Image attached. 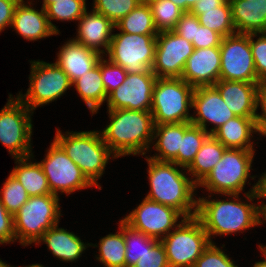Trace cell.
<instances>
[{
    "label": "cell",
    "instance_id": "cell-1",
    "mask_svg": "<svg viewBox=\"0 0 266 267\" xmlns=\"http://www.w3.org/2000/svg\"><path fill=\"white\" fill-rule=\"evenodd\" d=\"M108 113L111 121L101 134L114 155H145L153 140L152 113L127 109H108Z\"/></svg>",
    "mask_w": 266,
    "mask_h": 267
},
{
    "label": "cell",
    "instance_id": "cell-2",
    "mask_svg": "<svg viewBox=\"0 0 266 267\" xmlns=\"http://www.w3.org/2000/svg\"><path fill=\"white\" fill-rule=\"evenodd\" d=\"M145 158L150 182L146 198L176 209L184 218L196 216L197 199L193 198V192L198 187L192 179L173 162L158 161L150 156Z\"/></svg>",
    "mask_w": 266,
    "mask_h": 267
},
{
    "label": "cell",
    "instance_id": "cell-3",
    "mask_svg": "<svg viewBox=\"0 0 266 267\" xmlns=\"http://www.w3.org/2000/svg\"><path fill=\"white\" fill-rule=\"evenodd\" d=\"M234 200H208L198 198L196 217L202 223L212 243L213 235L239 233L261 225L260 205L239 200V194H226Z\"/></svg>",
    "mask_w": 266,
    "mask_h": 267
},
{
    "label": "cell",
    "instance_id": "cell-4",
    "mask_svg": "<svg viewBox=\"0 0 266 267\" xmlns=\"http://www.w3.org/2000/svg\"><path fill=\"white\" fill-rule=\"evenodd\" d=\"M54 140L79 166L86 178L101 190L97 180L102 176L109 158H117L104 142L99 131L66 132L57 128Z\"/></svg>",
    "mask_w": 266,
    "mask_h": 267
},
{
    "label": "cell",
    "instance_id": "cell-5",
    "mask_svg": "<svg viewBox=\"0 0 266 267\" xmlns=\"http://www.w3.org/2000/svg\"><path fill=\"white\" fill-rule=\"evenodd\" d=\"M59 196L54 194L31 196L13 216L16 241L23 246L37 243L43 234L59 223L62 216Z\"/></svg>",
    "mask_w": 266,
    "mask_h": 267
},
{
    "label": "cell",
    "instance_id": "cell-6",
    "mask_svg": "<svg viewBox=\"0 0 266 267\" xmlns=\"http://www.w3.org/2000/svg\"><path fill=\"white\" fill-rule=\"evenodd\" d=\"M193 91L182 78H157L150 110L154 124L191 122Z\"/></svg>",
    "mask_w": 266,
    "mask_h": 267
},
{
    "label": "cell",
    "instance_id": "cell-7",
    "mask_svg": "<svg viewBox=\"0 0 266 267\" xmlns=\"http://www.w3.org/2000/svg\"><path fill=\"white\" fill-rule=\"evenodd\" d=\"M254 150L226 148L206 178L197 186H203L216 194H240L250 176Z\"/></svg>",
    "mask_w": 266,
    "mask_h": 267
},
{
    "label": "cell",
    "instance_id": "cell-8",
    "mask_svg": "<svg viewBox=\"0 0 266 267\" xmlns=\"http://www.w3.org/2000/svg\"><path fill=\"white\" fill-rule=\"evenodd\" d=\"M161 243L165 247L170 267H193L211 241L200 220L193 216L182 218Z\"/></svg>",
    "mask_w": 266,
    "mask_h": 267
},
{
    "label": "cell",
    "instance_id": "cell-9",
    "mask_svg": "<svg viewBox=\"0 0 266 267\" xmlns=\"http://www.w3.org/2000/svg\"><path fill=\"white\" fill-rule=\"evenodd\" d=\"M157 34H129L120 32L112 35L107 52L108 59L122 66L127 73H153Z\"/></svg>",
    "mask_w": 266,
    "mask_h": 267
},
{
    "label": "cell",
    "instance_id": "cell-10",
    "mask_svg": "<svg viewBox=\"0 0 266 267\" xmlns=\"http://www.w3.org/2000/svg\"><path fill=\"white\" fill-rule=\"evenodd\" d=\"M32 115L33 112L18 97L14 99L11 94L6 105L0 110V142L14 158L33 156Z\"/></svg>",
    "mask_w": 266,
    "mask_h": 267
},
{
    "label": "cell",
    "instance_id": "cell-11",
    "mask_svg": "<svg viewBox=\"0 0 266 267\" xmlns=\"http://www.w3.org/2000/svg\"><path fill=\"white\" fill-rule=\"evenodd\" d=\"M30 86L26 94L17 97L31 110L43 106L63 96L72 86L68 75L56 64L31 61Z\"/></svg>",
    "mask_w": 266,
    "mask_h": 267
},
{
    "label": "cell",
    "instance_id": "cell-12",
    "mask_svg": "<svg viewBox=\"0 0 266 267\" xmlns=\"http://www.w3.org/2000/svg\"><path fill=\"white\" fill-rule=\"evenodd\" d=\"M47 152L46 157L39 163L52 194L58 196L59 191L68 195L94 186L55 140L51 142Z\"/></svg>",
    "mask_w": 266,
    "mask_h": 267
},
{
    "label": "cell",
    "instance_id": "cell-13",
    "mask_svg": "<svg viewBox=\"0 0 266 267\" xmlns=\"http://www.w3.org/2000/svg\"><path fill=\"white\" fill-rule=\"evenodd\" d=\"M219 80L259 83L249 41V33L223 37L220 45Z\"/></svg>",
    "mask_w": 266,
    "mask_h": 267
},
{
    "label": "cell",
    "instance_id": "cell-14",
    "mask_svg": "<svg viewBox=\"0 0 266 267\" xmlns=\"http://www.w3.org/2000/svg\"><path fill=\"white\" fill-rule=\"evenodd\" d=\"M183 215L176 209L144 198L136 209L122 220L133 229L148 237L161 241L179 224V217Z\"/></svg>",
    "mask_w": 266,
    "mask_h": 267
},
{
    "label": "cell",
    "instance_id": "cell-15",
    "mask_svg": "<svg viewBox=\"0 0 266 267\" xmlns=\"http://www.w3.org/2000/svg\"><path fill=\"white\" fill-rule=\"evenodd\" d=\"M193 51V44L174 31L158 33L152 72L157 78H181L186 61Z\"/></svg>",
    "mask_w": 266,
    "mask_h": 267
},
{
    "label": "cell",
    "instance_id": "cell-16",
    "mask_svg": "<svg viewBox=\"0 0 266 267\" xmlns=\"http://www.w3.org/2000/svg\"><path fill=\"white\" fill-rule=\"evenodd\" d=\"M156 79L154 73H128L125 81L108 95V109L150 111Z\"/></svg>",
    "mask_w": 266,
    "mask_h": 267
},
{
    "label": "cell",
    "instance_id": "cell-17",
    "mask_svg": "<svg viewBox=\"0 0 266 267\" xmlns=\"http://www.w3.org/2000/svg\"><path fill=\"white\" fill-rule=\"evenodd\" d=\"M197 112L191 117V123L201 127L212 135L220 126L236 115L227 107L219 91L214 86L195 87L192 95V107ZM214 125L208 131L207 123Z\"/></svg>",
    "mask_w": 266,
    "mask_h": 267
},
{
    "label": "cell",
    "instance_id": "cell-18",
    "mask_svg": "<svg viewBox=\"0 0 266 267\" xmlns=\"http://www.w3.org/2000/svg\"><path fill=\"white\" fill-rule=\"evenodd\" d=\"M220 47L194 48L184 66L181 78L189 85L213 86L219 81Z\"/></svg>",
    "mask_w": 266,
    "mask_h": 267
},
{
    "label": "cell",
    "instance_id": "cell-19",
    "mask_svg": "<svg viewBox=\"0 0 266 267\" xmlns=\"http://www.w3.org/2000/svg\"><path fill=\"white\" fill-rule=\"evenodd\" d=\"M114 28L115 24L103 14L95 10L88 13L86 10L79 19L78 35L73 39L103 56L109 50ZM99 47H104L105 50Z\"/></svg>",
    "mask_w": 266,
    "mask_h": 267
},
{
    "label": "cell",
    "instance_id": "cell-20",
    "mask_svg": "<svg viewBox=\"0 0 266 267\" xmlns=\"http://www.w3.org/2000/svg\"><path fill=\"white\" fill-rule=\"evenodd\" d=\"M213 86L236 116L255 118L258 83L219 80Z\"/></svg>",
    "mask_w": 266,
    "mask_h": 267
},
{
    "label": "cell",
    "instance_id": "cell-21",
    "mask_svg": "<svg viewBox=\"0 0 266 267\" xmlns=\"http://www.w3.org/2000/svg\"><path fill=\"white\" fill-rule=\"evenodd\" d=\"M56 64L68 75L71 83L95 67L101 54L74 39L68 40L57 54Z\"/></svg>",
    "mask_w": 266,
    "mask_h": 267
},
{
    "label": "cell",
    "instance_id": "cell-22",
    "mask_svg": "<svg viewBox=\"0 0 266 267\" xmlns=\"http://www.w3.org/2000/svg\"><path fill=\"white\" fill-rule=\"evenodd\" d=\"M11 28L28 41H37L58 33L51 27L46 10H36L25 3H18L12 19Z\"/></svg>",
    "mask_w": 266,
    "mask_h": 267
},
{
    "label": "cell",
    "instance_id": "cell-23",
    "mask_svg": "<svg viewBox=\"0 0 266 267\" xmlns=\"http://www.w3.org/2000/svg\"><path fill=\"white\" fill-rule=\"evenodd\" d=\"M236 33L266 32V0H228Z\"/></svg>",
    "mask_w": 266,
    "mask_h": 267
},
{
    "label": "cell",
    "instance_id": "cell-24",
    "mask_svg": "<svg viewBox=\"0 0 266 267\" xmlns=\"http://www.w3.org/2000/svg\"><path fill=\"white\" fill-rule=\"evenodd\" d=\"M262 135L255 118L235 116L220 126L212 135L226 148L254 150L251 136Z\"/></svg>",
    "mask_w": 266,
    "mask_h": 267
},
{
    "label": "cell",
    "instance_id": "cell-25",
    "mask_svg": "<svg viewBox=\"0 0 266 267\" xmlns=\"http://www.w3.org/2000/svg\"><path fill=\"white\" fill-rule=\"evenodd\" d=\"M47 244L48 249L59 260L73 262L80 258L87 246L93 244H84L80 237L64 228H58V224L49 228L39 240ZM87 245V246H86Z\"/></svg>",
    "mask_w": 266,
    "mask_h": 267
},
{
    "label": "cell",
    "instance_id": "cell-26",
    "mask_svg": "<svg viewBox=\"0 0 266 267\" xmlns=\"http://www.w3.org/2000/svg\"><path fill=\"white\" fill-rule=\"evenodd\" d=\"M191 122L156 124L153 140L157 139L154 149L158 152L150 158L158 161L173 162L178 165V150H181V137Z\"/></svg>",
    "mask_w": 266,
    "mask_h": 267
},
{
    "label": "cell",
    "instance_id": "cell-27",
    "mask_svg": "<svg viewBox=\"0 0 266 267\" xmlns=\"http://www.w3.org/2000/svg\"><path fill=\"white\" fill-rule=\"evenodd\" d=\"M32 157L34 156L15 158L17 164L11 174L22 184L30 197L52 194L41 164L28 160Z\"/></svg>",
    "mask_w": 266,
    "mask_h": 267
},
{
    "label": "cell",
    "instance_id": "cell-28",
    "mask_svg": "<svg viewBox=\"0 0 266 267\" xmlns=\"http://www.w3.org/2000/svg\"><path fill=\"white\" fill-rule=\"evenodd\" d=\"M72 86L76 88V91L86 103L92 115L97 113L102 103L104 101L107 102L108 98L102 81L100 59L95 67L76 79Z\"/></svg>",
    "mask_w": 266,
    "mask_h": 267
},
{
    "label": "cell",
    "instance_id": "cell-29",
    "mask_svg": "<svg viewBox=\"0 0 266 267\" xmlns=\"http://www.w3.org/2000/svg\"><path fill=\"white\" fill-rule=\"evenodd\" d=\"M226 147L210 135L199 149L191 165L186 169L192 181L198 186L221 160ZM195 177L196 179H193Z\"/></svg>",
    "mask_w": 266,
    "mask_h": 267
},
{
    "label": "cell",
    "instance_id": "cell-30",
    "mask_svg": "<svg viewBox=\"0 0 266 267\" xmlns=\"http://www.w3.org/2000/svg\"><path fill=\"white\" fill-rule=\"evenodd\" d=\"M119 231L108 234L99 242V255L96 257L105 267H126L125 222L119 221Z\"/></svg>",
    "mask_w": 266,
    "mask_h": 267
},
{
    "label": "cell",
    "instance_id": "cell-31",
    "mask_svg": "<svg viewBox=\"0 0 266 267\" xmlns=\"http://www.w3.org/2000/svg\"><path fill=\"white\" fill-rule=\"evenodd\" d=\"M115 28L129 34H158L151 8L147 2H140L128 15L115 24Z\"/></svg>",
    "mask_w": 266,
    "mask_h": 267
},
{
    "label": "cell",
    "instance_id": "cell-32",
    "mask_svg": "<svg viewBox=\"0 0 266 267\" xmlns=\"http://www.w3.org/2000/svg\"><path fill=\"white\" fill-rule=\"evenodd\" d=\"M197 17L200 25L216 31L223 37L236 33L228 0L215 9L202 10V14Z\"/></svg>",
    "mask_w": 266,
    "mask_h": 267
},
{
    "label": "cell",
    "instance_id": "cell-33",
    "mask_svg": "<svg viewBox=\"0 0 266 267\" xmlns=\"http://www.w3.org/2000/svg\"><path fill=\"white\" fill-rule=\"evenodd\" d=\"M210 133L201 127L191 124L181 137V150H178V166L186 170L193 162L195 155L202 147Z\"/></svg>",
    "mask_w": 266,
    "mask_h": 267
},
{
    "label": "cell",
    "instance_id": "cell-34",
    "mask_svg": "<svg viewBox=\"0 0 266 267\" xmlns=\"http://www.w3.org/2000/svg\"><path fill=\"white\" fill-rule=\"evenodd\" d=\"M153 21L158 31H173L184 11L170 0H149Z\"/></svg>",
    "mask_w": 266,
    "mask_h": 267
},
{
    "label": "cell",
    "instance_id": "cell-35",
    "mask_svg": "<svg viewBox=\"0 0 266 267\" xmlns=\"http://www.w3.org/2000/svg\"><path fill=\"white\" fill-rule=\"evenodd\" d=\"M85 1L86 0H57L49 4L45 10L51 27L59 34L58 28L51 20L79 21L87 10Z\"/></svg>",
    "mask_w": 266,
    "mask_h": 267
},
{
    "label": "cell",
    "instance_id": "cell-36",
    "mask_svg": "<svg viewBox=\"0 0 266 267\" xmlns=\"http://www.w3.org/2000/svg\"><path fill=\"white\" fill-rule=\"evenodd\" d=\"M158 241L125 223L126 267H133L139 257L147 251V247H153Z\"/></svg>",
    "mask_w": 266,
    "mask_h": 267
},
{
    "label": "cell",
    "instance_id": "cell-37",
    "mask_svg": "<svg viewBox=\"0 0 266 267\" xmlns=\"http://www.w3.org/2000/svg\"><path fill=\"white\" fill-rule=\"evenodd\" d=\"M29 197L22 184L10 173L0 191V201L5 209L14 216Z\"/></svg>",
    "mask_w": 266,
    "mask_h": 267
},
{
    "label": "cell",
    "instance_id": "cell-38",
    "mask_svg": "<svg viewBox=\"0 0 266 267\" xmlns=\"http://www.w3.org/2000/svg\"><path fill=\"white\" fill-rule=\"evenodd\" d=\"M95 10L103 14L114 24L128 15L141 1L140 0H93Z\"/></svg>",
    "mask_w": 266,
    "mask_h": 267
},
{
    "label": "cell",
    "instance_id": "cell-39",
    "mask_svg": "<svg viewBox=\"0 0 266 267\" xmlns=\"http://www.w3.org/2000/svg\"><path fill=\"white\" fill-rule=\"evenodd\" d=\"M100 69L107 96L125 81L128 74L122 66L103 59V56L100 58Z\"/></svg>",
    "mask_w": 266,
    "mask_h": 267
},
{
    "label": "cell",
    "instance_id": "cell-40",
    "mask_svg": "<svg viewBox=\"0 0 266 267\" xmlns=\"http://www.w3.org/2000/svg\"><path fill=\"white\" fill-rule=\"evenodd\" d=\"M212 242L196 260L193 267H238L221 248Z\"/></svg>",
    "mask_w": 266,
    "mask_h": 267
},
{
    "label": "cell",
    "instance_id": "cell-41",
    "mask_svg": "<svg viewBox=\"0 0 266 267\" xmlns=\"http://www.w3.org/2000/svg\"><path fill=\"white\" fill-rule=\"evenodd\" d=\"M257 35H259V38L253 40ZM249 41L257 78L260 81L266 80V32L249 33Z\"/></svg>",
    "mask_w": 266,
    "mask_h": 267
},
{
    "label": "cell",
    "instance_id": "cell-42",
    "mask_svg": "<svg viewBox=\"0 0 266 267\" xmlns=\"http://www.w3.org/2000/svg\"><path fill=\"white\" fill-rule=\"evenodd\" d=\"M133 267H170L165 247L161 241H158L153 247H147V251L139 257Z\"/></svg>",
    "mask_w": 266,
    "mask_h": 267
},
{
    "label": "cell",
    "instance_id": "cell-43",
    "mask_svg": "<svg viewBox=\"0 0 266 267\" xmlns=\"http://www.w3.org/2000/svg\"><path fill=\"white\" fill-rule=\"evenodd\" d=\"M223 36L214 30L202 25H196L195 38H193L194 48L220 47Z\"/></svg>",
    "mask_w": 266,
    "mask_h": 267
},
{
    "label": "cell",
    "instance_id": "cell-44",
    "mask_svg": "<svg viewBox=\"0 0 266 267\" xmlns=\"http://www.w3.org/2000/svg\"><path fill=\"white\" fill-rule=\"evenodd\" d=\"M196 25H200L198 17L190 11L184 12L173 31L192 43L195 38Z\"/></svg>",
    "mask_w": 266,
    "mask_h": 267
},
{
    "label": "cell",
    "instance_id": "cell-45",
    "mask_svg": "<svg viewBox=\"0 0 266 267\" xmlns=\"http://www.w3.org/2000/svg\"><path fill=\"white\" fill-rule=\"evenodd\" d=\"M16 241L13 215L10 214L0 201V244Z\"/></svg>",
    "mask_w": 266,
    "mask_h": 267
},
{
    "label": "cell",
    "instance_id": "cell-46",
    "mask_svg": "<svg viewBox=\"0 0 266 267\" xmlns=\"http://www.w3.org/2000/svg\"><path fill=\"white\" fill-rule=\"evenodd\" d=\"M261 105V114H255L256 123L263 133L266 130V80H261L258 83L256 91V109Z\"/></svg>",
    "mask_w": 266,
    "mask_h": 267
},
{
    "label": "cell",
    "instance_id": "cell-47",
    "mask_svg": "<svg viewBox=\"0 0 266 267\" xmlns=\"http://www.w3.org/2000/svg\"><path fill=\"white\" fill-rule=\"evenodd\" d=\"M18 3L17 0H0V33L5 27H11L14 12Z\"/></svg>",
    "mask_w": 266,
    "mask_h": 267
},
{
    "label": "cell",
    "instance_id": "cell-48",
    "mask_svg": "<svg viewBox=\"0 0 266 267\" xmlns=\"http://www.w3.org/2000/svg\"><path fill=\"white\" fill-rule=\"evenodd\" d=\"M244 194L246 195L245 198L247 197L250 203L256 198H266V172L263 173L258 182L253 185L252 189Z\"/></svg>",
    "mask_w": 266,
    "mask_h": 267
},
{
    "label": "cell",
    "instance_id": "cell-49",
    "mask_svg": "<svg viewBox=\"0 0 266 267\" xmlns=\"http://www.w3.org/2000/svg\"><path fill=\"white\" fill-rule=\"evenodd\" d=\"M227 0H199L192 7L190 12L196 16L202 14V10L215 9L222 6Z\"/></svg>",
    "mask_w": 266,
    "mask_h": 267
},
{
    "label": "cell",
    "instance_id": "cell-50",
    "mask_svg": "<svg viewBox=\"0 0 266 267\" xmlns=\"http://www.w3.org/2000/svg\"><path fill=\"white\" fill-rule=\"evenodd\" d=\"M184 12H189L199 0H170Z\"/></svg>",
    "mask_w": 266,
    "mask_h": 267
},
{
    "label": "cell",
    "instance_id": "cell-51",
    "mask_svg": "<svg viewBox=\"0 0 266 267\" xmlns=\"http://www.w3.org/2000/svg\"><path fill=\"white\" fill-rule=\"evenodd\" d=\"M260 250L262 251L263 256H265V260L256 262L253 267H266V250L262 247H260Z\"/></svg>",
    "mask_w": 266,
    "mask_h": 267
},
{
    "label": "cell",
    "instance_id": "cell-52",
    "mask_svg": "<svg viewBox=\"0 0 266 267\" xmlns=\"http://www.w3.org/2000/svg\"><path fill=\"white\" fill-rule=\"evenodd\" d=\"M260 218H264L262 220L266 222V204L260 205Z\"/></svg>",
    "mask_w": 266,
    "mask_h": 267
},
{
    "label": "cell",
    "instance_id": "cell-53",
    "mask_svg": "<svg viewBox=\"0 0 266 267\" xmlns=\"http://www.w3.org/2000/svg\"><path fill=\"white\" fill-rule=\"evenodd\" d=\"M57 0H43L42 7L45 9L49 4L56 2Z\"/></svg>",
    "mask_w": 266,
    "mask_h": 267
},
{
    "label": "cell",
    "instance_id": "cell-54",
    "mask_svg": "<svg viewBox=\"0 0 266 267\" xmlns=\"http://www.w3.org/2000/svg\"><path fill=\"white\" fill-rule=\"evenodd\" d=\"M10 267H12V266H10ZM26 267H44V266L42 264H32V265H29V266H26Z\"/></svg>",
    "mask_w": 266,
    "mask_h": 267
},
{
    "label": "cell",
    "instance_id": "cell-55",
    "mask_svg": "<svg viewBox=\"0 0 266 267\" xmlns=\"http://www.w3.org/2000/svg\"><path fill=\"white\" fill-rule=\"evenodd\" d=\"M0 267H10V266L0 259Z\"/></svg>",
    "mask_w": 266,
    "mask_h": 267
},
{
    "label": "cell",
    "instance_id": "cell-56",
    "mask_svg": "<svg viewBox=\"0 0 266 267\" xmlns=\"http://www.w3.org/2000/svg\"><path fill=\"white\" fill-rule=\"evenodd\" d=\"M259 248L262 247L266 250V246H262L261 244L258 246Z\"/></svg>",
    "mask_w": 266,
    "mask_h": 267
},
{
    "label": "cell",
    "instance_id": "cell-57",
    "mask_svg": "<svg viewBox=\"0 0 266 267\" xmlns=\"http://www.w3.org/2000/svg\"><path fill=\"white\" fill-rule=\"evenodd\" d=\"M19 3H24L25 1L24 0H17Z\"/></svg>",
    "mask_w": 266,
    "mask_h": 267
},
{
    "label": "cell",
    "instance_id": "cell-58",
    "mask_svg": "<svg viewBox=\"0 0 266 267\" xmlns=\"http://www.w3.org/2000/svg\"><path fill=\"white\" fill-rule=\"evenodd\" d=\"M263 136H266V130L262 133Z\"/></svg>",
    "mask_w": 266,
    "mask_h": 267
},
{
    "label": "cell",
    "instance_id": "cell-59",
    "mask_svg": "<svg viewBox=\"0 0 266 267\" xmlns=\"http://www.w3.org/2000/svg\"><path fill=\"white\" fill-rule=\"evenodd\" d=\"M141 2H148L149 0H140Z\"/></svg>",
    "mask_w": 266,
    "mask_h": 267
}]
</instances>
